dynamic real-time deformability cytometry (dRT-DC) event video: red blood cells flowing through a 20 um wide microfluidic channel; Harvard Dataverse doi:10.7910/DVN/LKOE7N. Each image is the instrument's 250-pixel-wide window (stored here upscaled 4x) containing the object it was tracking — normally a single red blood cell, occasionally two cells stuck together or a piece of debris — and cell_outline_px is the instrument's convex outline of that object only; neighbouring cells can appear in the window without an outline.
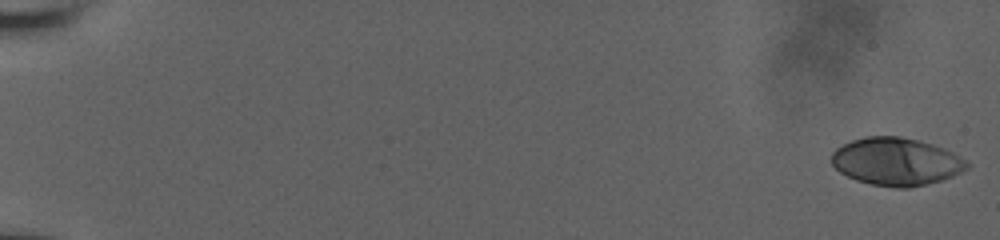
{"species": "human", "species_latin": "Homo sapiens", "temperature_condition": "room temperature", "stored_images_in_passage": 56, "camera_frame_rate_fps": 3000, "um_per_image_px": 0.085, "donor": {"sex": "male"}, "frame": {"image": 1, "passage_image": 1, "time_ms": 0.0, "image_size_px": [1000, 240], "cell_outline_px": [[972, 164], [968, 168], [952, 176], [940, 180], [908, 188], [896, 188], [872, 184], [856, 180], [840, 172], [832, 164], [832, 152], [836, 148], [852, 140], [864, 136], [900, 136], [932, 144], [944, 148], [968, 160]], "centroid_in_image_um": [76.19, 13.73], "position_along_channel_um": 8.8, "area_um2": 37.57}}
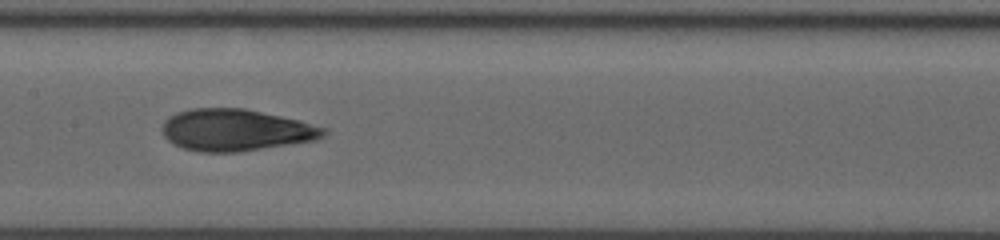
{"frame": {"image": 2, "passage_image": 31, "time_ms": 10.0, "image_size_px": [1000, 240], "cell_outline_px": [[328, 132], [324, 136], [316, 140], [240, 152], [200, 152], [184, 148], [172, 144], [164, 136], [164, 120], [168, 116], [176, 112], [192, 108], [244, 108], [300, 120], [328, 128]], "centroid_in_image_um": [20.07, 11.05], "position_along_channel_um": 187.3, "area_um2": 39.54}}
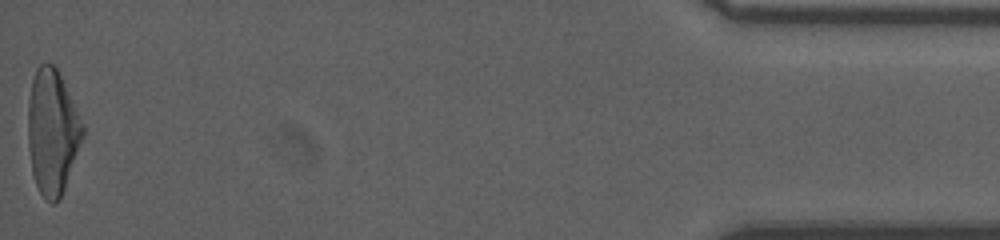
{"frame": {"image": 3, "passage_image": 56, "time_ms": 18.333, "image_size_px": [1000, 240], "cell_outline_px": [[84, 136], [64, 188], [60, 196], [52, 204], [40, 192], [36, 184], [32, 172], [28, 148], [28, 100], [32, 80], [36, 68], [40, 64], [52, 64], [56, 68], [60, 76], [84, 128]], "centroid_in_image_um": [4.42, 11.21], "position_along_channel_um": 430.8, "area_um2": 39.02}, "authors_computed_cell_mechanics": {"area_um2": 38.2925, "velocity_mm_per_s": 3.9302, "shape_relaxation_time_tau1_ms": 7.967, "shape_relaxation_time_tau2_ms": 1.8626, "deformation_change_tau1": 0.2566, "deformation_change_tau2": 0.086}}